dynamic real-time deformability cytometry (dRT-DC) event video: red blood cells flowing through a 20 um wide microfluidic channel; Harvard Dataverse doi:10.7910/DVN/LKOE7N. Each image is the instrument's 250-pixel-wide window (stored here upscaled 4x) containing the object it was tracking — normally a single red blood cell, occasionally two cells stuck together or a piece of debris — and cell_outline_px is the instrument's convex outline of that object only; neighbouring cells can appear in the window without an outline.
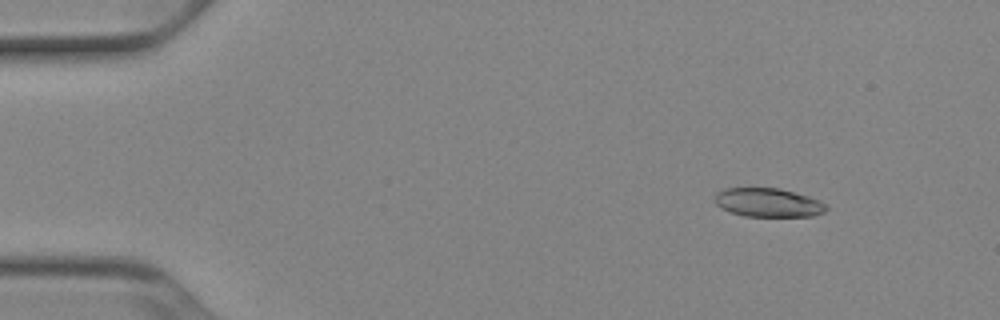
{"species": "Egyptian fruit bat (a non-hibernating species)", "species_latin": "Rousettus aegyptiacus", "temperature_condition": "cold", "stored_images_in_passage": 53, "camera_frame_rate_fps": 3000, "um_per_image_px": 0.085, "animal": {"sex": "female"}, "frame": {"image": 1, "passage_image": 7, "time_ms": 2.0, "image_size_px": [1000, 320], "cell_outline_px": [[828, 208], [824, 212], [812, 216], [744, 216], [732, 212], [716, 204], [716, 192], [724, 188], [780, 188], [808, 196], [820, 200], [828, 204]], "centroid_in_image_um": [65.34, 17.21], "position_along_channel_um": 19.7, "area_um2": 18.61}}
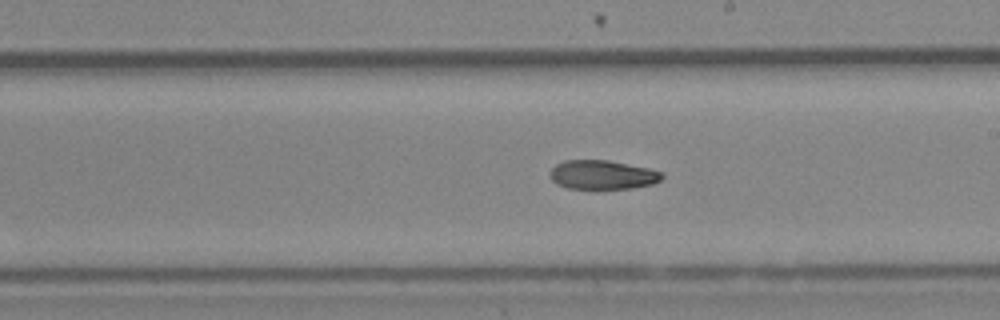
{"frame": {"image": 2, "passage_image": 31, "time_ms": 10.0, "image_size_px": [1000, 320], "cell_outline_px": [[664, 176], [660, 180], [652, 184], [632, 188], [596, 192], [568, 188], [556, 184], [552, 180], [552, 168], [556, 164], [564, 160], [608, 160], [648, 168], [664, 172]], "centroid_in_image_um": [51.22, 14.91], "position_along_channel_um": 237.8, "area_um2": 19.71}}
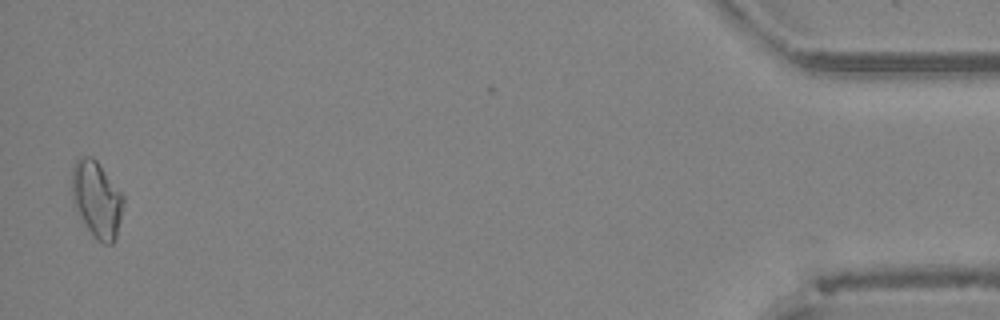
{"frame": {"image": 3, "passage_image": 52, "time_ms": 17.0, "image_size_px": [1000, 320], "cell_outline_px": [[124, 200], [116, 240], [112, 244], [104, 244], [92, 236], [72, 200], [72, 168], [76, 160], [80, 156], [92, 156], [96, 160], [124, 196]], "centroid_in_image_um": [8.23, 16.94], "position_along_channel_um": 427.0, "area_um2": 22.72}, "authors_computed_cell_mechanics": {"area_um2": 19.941, "velocity_mm_per_s": 3.9129, "shape_relaxation_time_tau1_ms": 7.7674, "shape_relaxation_time_tau2_ms": 7.9663, "deformation_change_tau1": 0.1744, "deformation_change_tau2": 0.143}}